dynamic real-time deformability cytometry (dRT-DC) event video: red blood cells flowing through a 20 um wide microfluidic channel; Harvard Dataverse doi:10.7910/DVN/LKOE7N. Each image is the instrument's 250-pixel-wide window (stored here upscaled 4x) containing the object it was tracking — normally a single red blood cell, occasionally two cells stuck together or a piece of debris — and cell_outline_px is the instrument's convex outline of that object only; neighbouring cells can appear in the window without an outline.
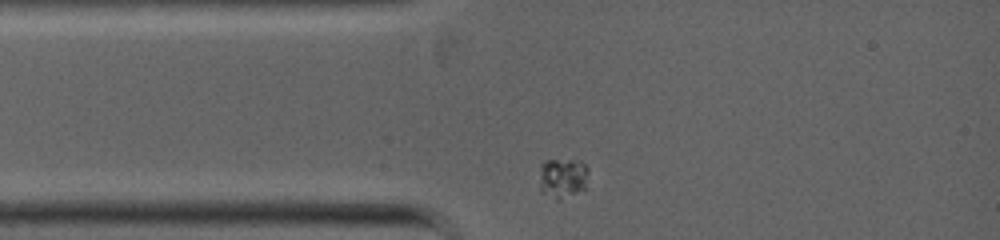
{"species": "common noctule bat (a hibernating species)", "species_latin": "Nyctalus noctula", "temperature_condition": "warm", "stored_images_in_passage": 21, "camera_frame_rate_fps": 5000, "um_per_image_px": 0.085, "animal": {"sex": "female", "body_mass_g": 19.0, "forearm_length_mm": 53.3}, "frame": {"image": 1, "passage_image": 1, "time_ms": 0.0, "image_size_px": [1000, 240], "cell_outline_px": [[588, 172], [584, 188], [560, 200], [556, 200], [540, 192], [540, 164], [544, 160], [576, 160], [584, 164], [588, 168]], "centroid_in_image_um": [47.78, 15.12], "position_along_channel_um": 37.2, "area_um2": 11.44}}
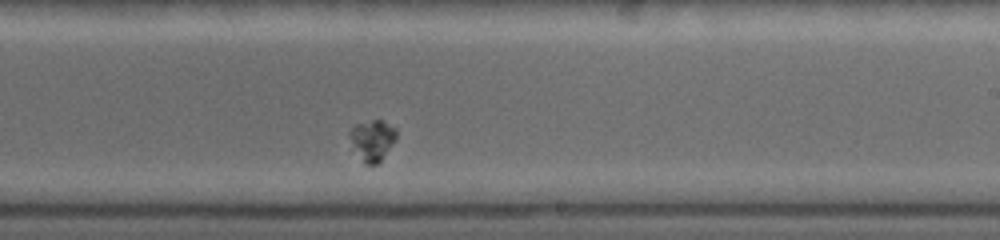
{"frame": {"image": 2, "passage_image": 13, "time_ms": 5.0, "image_size_px": [1000, 240], "cell_outline_px": [[396, 140], [380, 160], [376, 164], [364, 164], [348, 132], [356, 124], [372, 120], [380, 120], [396, 128]], "centroid_in_image_um": [31.69, 11.89], "position_along_channel_um": 257.3, "area_um2": 10.58}}
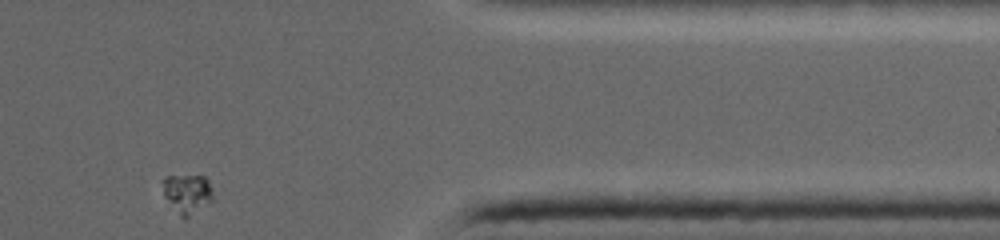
{"frame": {"image": 3, "passage_image": 21, "time_ms": 8.4, "image_size_px": [1000, 240], "cell_outline_px": [[212, 200], [184, 220], [168, 208], [164, 196], [160, 180], [164, 176], [204, 176], [208, 180], [212, 196]], "centroid_in_image_um": [15.81, 16.49], "position_along_channel_um": 395.6, "area_um2": 11.91}}